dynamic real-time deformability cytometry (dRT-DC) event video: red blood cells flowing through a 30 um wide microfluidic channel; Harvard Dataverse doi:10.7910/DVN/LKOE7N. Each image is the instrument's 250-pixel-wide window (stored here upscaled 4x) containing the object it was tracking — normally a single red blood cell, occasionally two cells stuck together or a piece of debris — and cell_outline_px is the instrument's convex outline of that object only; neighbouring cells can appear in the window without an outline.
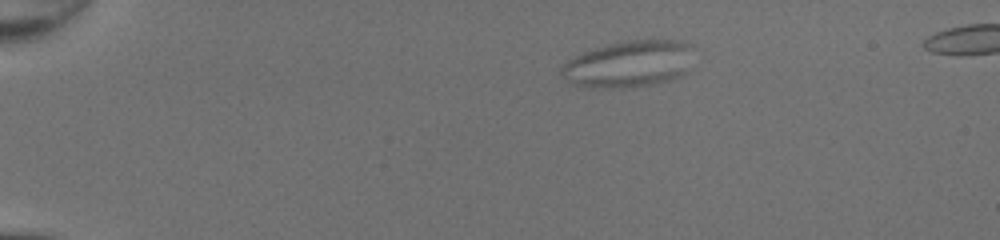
{"species": "common noctule bat (a hibernating species)", "species_latin": "Nyctalus noctula", "temperature_condition": "room temperature", "stored_images_in_passage": 47, "camera_frame_rate_fps": 3000, "um_per_image_px": 0.085, "animal": {"sex": "female", "body_mass_g": 20.0, "forearm_length_mm": 54.0}, "frame": {"image": 1, "passage_image": 6, "time_ms": 1.667, "image_size_px": [1000, 240], "cell_outline_px": [[688, 44], [684, 72], [668, 80], [648, 84], [620, 88], [576, 84], [568, 80], [560, 72], [560, 68], [568, 60], [584, 52], [608, 44], [632, 40], [676, 40]], "centroid_in_image_um": [53.35, 5.42], "position_along_channel_um": 31.6, "area_um2": 34.04}}
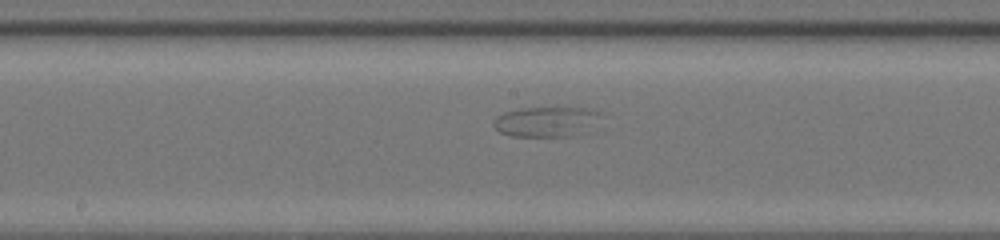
{"frame": {"image": 2, "passage_image": 25, "time_ms": 8.0, "image_size_px": [1000, 240], "cell_outline_px": [[600, 112], [572, 136], [512, 136], [500, 132], [492, 124], [492, 120], [496, 116], [504, 112], [520, 108], [584, 108]], "centroid_in_image_um": [46.17, 10.33], "position_along_channel_um": 202.0, "area_um2": 17.69}}
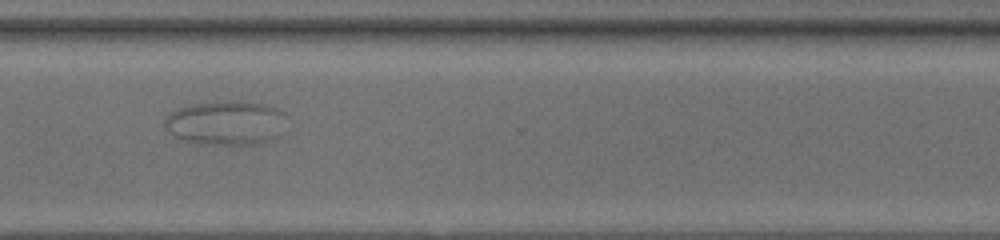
{"frame": {"image": 3, "passage_image": 36, "time_ms": 11.667, "image_size_px": [1000, 240], "cell_outline_px": [[288, 116], [280, 136], [276, 140], [252, 144], [200, 144], [184, 140], [176, 136], [164, 124], [164, 120], [176, 108], [192, 104], [264, 104], [276, 108], [284, 112]], "centroid_in_image_um": [19.28, 10.5], "position_along_channel_um": 351.3, "area_um2": 30.58}}